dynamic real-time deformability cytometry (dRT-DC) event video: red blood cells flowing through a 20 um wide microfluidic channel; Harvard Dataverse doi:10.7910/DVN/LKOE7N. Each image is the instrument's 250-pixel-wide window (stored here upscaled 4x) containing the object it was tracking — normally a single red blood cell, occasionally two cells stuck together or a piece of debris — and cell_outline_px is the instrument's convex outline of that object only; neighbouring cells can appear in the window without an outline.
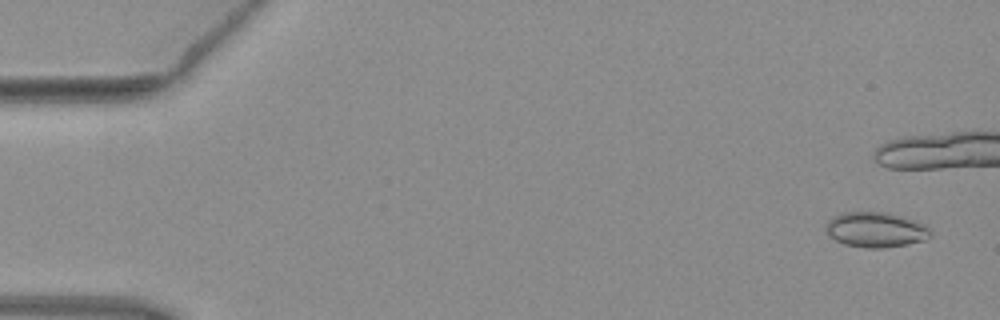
{"species": "common noctule bat (a hibernating species)", "species_latin": "Nyctalus noctula", "temperature_condition": "warm", "stored_images_in_passage": 9, "segment_of_instrument_passage": [1, 2], "camera_frame_rate_fps": 3000, "um_per_image_px": 0.085, "animal": {"sex": "female", "body_mass_g": 19.3, "forearm_length_mm": 54.1}, "frame": {"image": 1, "passage_image": 1, "time_ms": 0.0, "image_size_px": [1000, 320], "cell_outline_px": [[932, 236], [924, 240], [908, 244], [884, 248], [864, 248], [844, 244], [828, 236], [824, 228], [824, 224], [828, 220], [844, 212], [884, 212], [916, 220], [924, 224], [932, 232]], "centroid_in_image_um": [74.43, 19.53], "position_along_channel_um": 10.6, "area_um2": 21.62}}
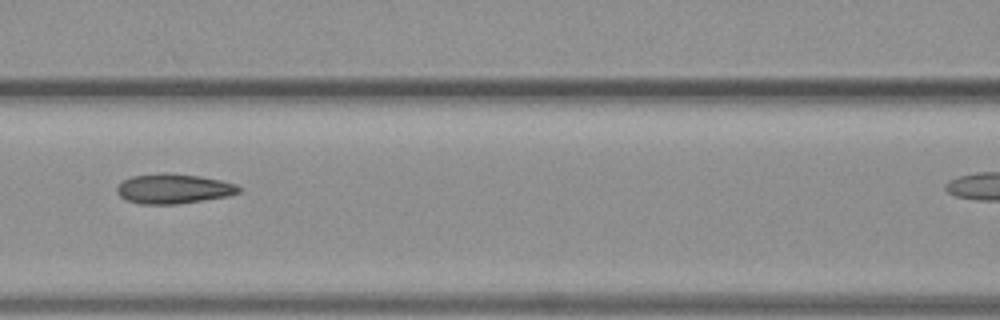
{"frame": {"image": 2, "passage_image": 8, "time_ms": 2.333, "image_size_px": [1000, 320], "cell_outline_px": [[240, 192], [228, 196], [176, 204], [140, 204], [128, 200], [120, 196], [116, 192], [116, 188], [124, 180], [132, 176], [164, 172], [168, 172], [200, 176], [220, 180], [236, 184], [240, 188]], "centroid_in_image_um": [14.74, 16.03], "position_along_channel_um": 151.9, "area_um2": 21.1}}